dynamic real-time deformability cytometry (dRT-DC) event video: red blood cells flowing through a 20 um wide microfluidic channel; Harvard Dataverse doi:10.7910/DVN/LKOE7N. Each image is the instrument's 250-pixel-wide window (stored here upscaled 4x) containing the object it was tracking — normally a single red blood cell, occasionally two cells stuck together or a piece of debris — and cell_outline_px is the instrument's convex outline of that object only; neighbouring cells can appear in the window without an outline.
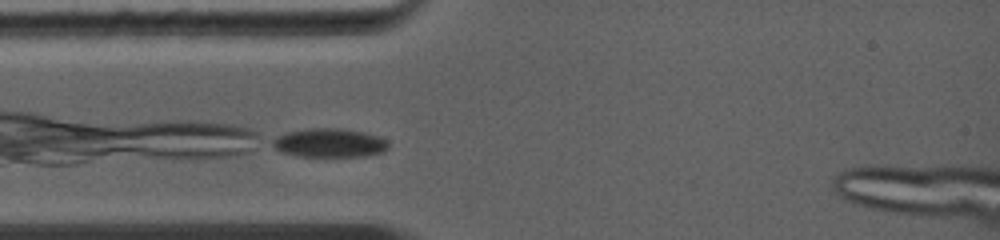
{"species": "common noctule bat (a hibernating species)", "species_latin": "Nyctalus noctula", "temperature_condition": "warm", "stored_images_in_passage": 20, "segment_of_instrument_passage": [1, 2], "camera_frame_rate_fps": 5000, "um_per_image_px": 0.085, "animal": {"sex": "female", "body_mass_g": 19.0, "forearm_length_mm": 56.7}, "frame": {"image": 1, "passage_image": 1, "time_ms": 0.0, "image_size_px": [1000, 240], "cell_outline_px": [[388, 148], [384, 152], [368, 156], [300, 156], [280, 152], [272, 144], [272, 140], [276, 136], [288, 132], [308, 128], [340, 128], [364, 132], [376, 136], [384, 140], [388, 144]], "centroid_in_image_um": [27.99, 12.14], "position_along_channel_um": 57.0, "area_um2": 19.36}}
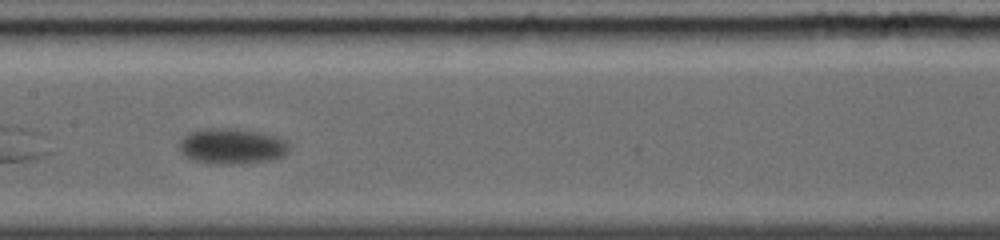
{"frame": {"image": 2, "passage_image": 7, "time_ms": 3.4, "image_size_px": [1000, 240], "cell_outline_px": [[292, 148], [280, 156], [272, 160], [232, 164], [212, 164], [192, 160], [184, 156], [180, 152], [180, 140], [188, 132], [208, 128], [236, 128], [260, 132], [276, 136], [284, 140]], "centroid_in_image_um": [19.68, 12.42], "position_along_channel_um": 187.7, "area_um2": 22.95}}
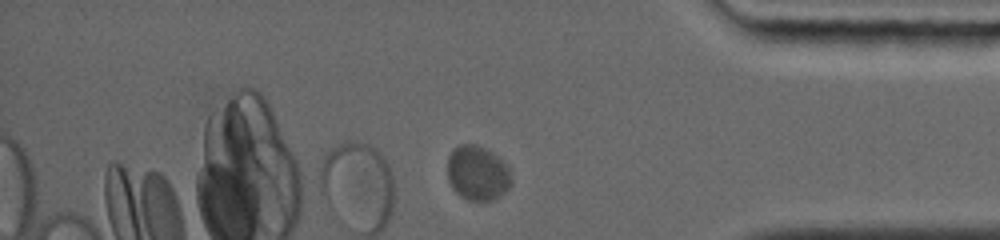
{"frame": {"image": 3, "passage_image": 17, "time_ms": 9.2, "image_size_px": [1000, 240], "cell_outline_px": [[512, 184], [500, 196], [492, 200], [468, 200], [460, 196], [452, 188], [448, 180], [448, 156], [452, 148], [460, 144], [476, 144], [500, 156], [508, 164], [512, 176]], "centroid_in_image_um": [40.61, 14.69], "position_along_channel_um": 394.6, "area_um2": 20.81}}